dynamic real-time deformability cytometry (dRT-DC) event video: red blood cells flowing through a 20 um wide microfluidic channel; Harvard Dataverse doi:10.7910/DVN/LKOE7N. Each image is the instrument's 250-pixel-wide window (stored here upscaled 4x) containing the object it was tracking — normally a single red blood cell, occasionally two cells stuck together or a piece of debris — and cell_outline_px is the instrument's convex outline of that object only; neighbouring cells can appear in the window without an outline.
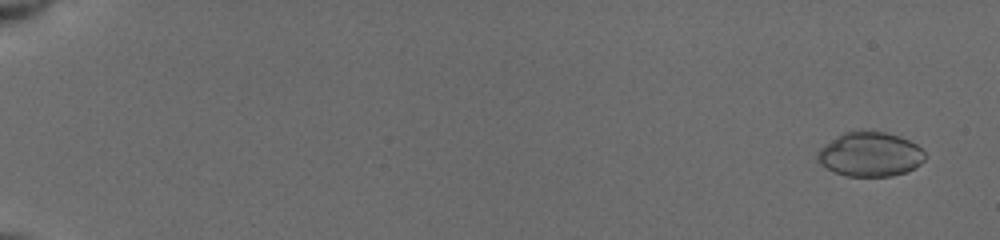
{"species": "common noctule bat (a hibernating species)", "species_latin": "Nyctalus noctula", "temperature_condition": "cold", "stored_images_in_passage": 59, "camera_frame_rate_fps": 3000, "um_per_image_px": 0.085, "animal": {"sex": "female", "body_mass_g": 19.5, "forearm_length_mm": 54.1}, "frame": {"image": 1, "passage_image": 3, "time_ms": 0.667, "image_size_px": [1000, 240], "cell_outline_px": [[924, 160], [920, 164], [904, 172], [892, 176], [848, 176], [832, 172], [820, 164], [816, 160], [816, 152], [824, 144], [844, 132], [860, 128], [884, 132], [900, 136], [916, 144], [924, 152]], "centroid_in_image_um": [73.89, 13.09], "position_along_channel_um": 11.1, "area_um2": 28.21}}
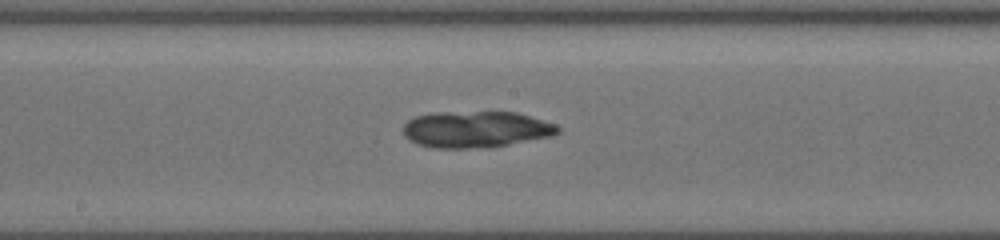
{"frame": {"image": 2, "passage_image": 35, "time_ms": 10.333, "image_size_px": [1000, 240], "cell_outline_px": [[560, 132], [552, 136], [508, 144], [468, 148], [436, 148], [416, 144], [404, 136], [404, 124], [408, 120], [416, 116], [436, 112], [516, 112], [556, 124], [560, 128]], "centroid_in_image_um": [40.44, 10.98], "position_along_channel_um": 207.8, "area_um2": 32.6}}
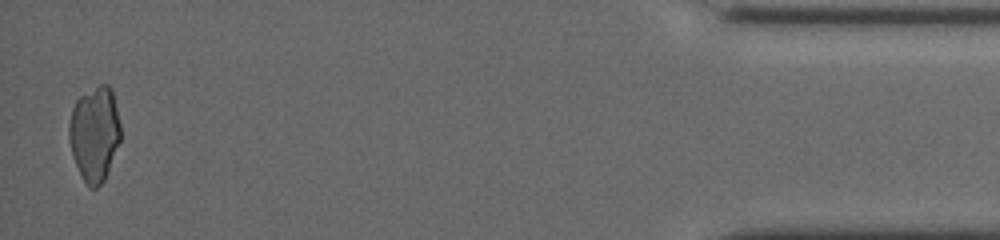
{"frame": {"image": 3, "passage_image": 57, "time_ms": 17.667, "image_size_px": [1000, 240], "cell_outline_px": [[120, 140], [108, 172], [104, 180], [96, 188], [88, 188], [72, 156], [68, 136], [68, 124], [72, 108], [76, 100], [80, 96], [100, 84], [108, 84], [112, 88], [120, 124]], "centroid_in_image_um": [8.03, 11.36], "position_along_channel_um": 427.2, "area_um2": 28.55}, "authors_computed_cell_mechanics": {"area_um2": 29.5936, "velocity_mm_per_s": 3.9512, "shape_relaxation_time_tau1_ms": null, "shape_relaxation_time_tau2_ms": 2.3288, "deformation_change_tau1": null, "deformation_change_tau2": 0.0606}}